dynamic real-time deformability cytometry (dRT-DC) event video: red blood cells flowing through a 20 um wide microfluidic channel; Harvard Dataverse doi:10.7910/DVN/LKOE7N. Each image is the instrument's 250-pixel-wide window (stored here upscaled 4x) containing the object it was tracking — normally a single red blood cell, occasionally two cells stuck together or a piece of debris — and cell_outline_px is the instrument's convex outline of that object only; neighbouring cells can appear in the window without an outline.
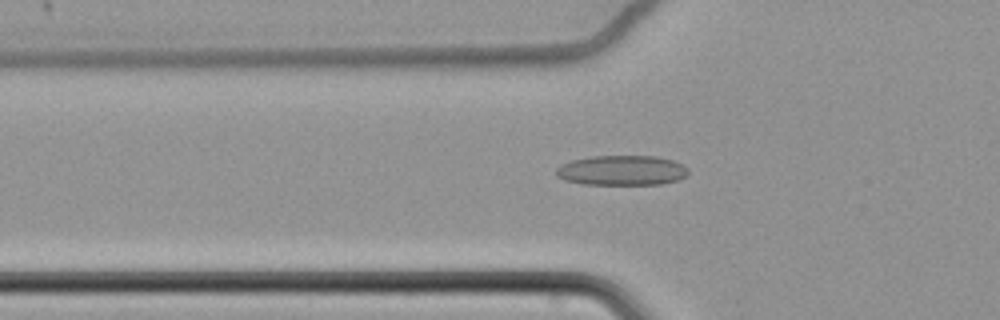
{"species": "common noctule bat (a hibernating species)", "species_latin": "Nyctalus noctula", "temperature_condition": "cold", "stored_images_in_passage": 64, "camera_frame_rate_fps": 3000, "um_per_image_px": 0.085, "animal": {"sex": "female", "body_mass_g": 22.7, "forearm_length_mm": 54.2}, "frame": {"image": 1, "passage_image": 24, "time_ms": 7.667, "image_size_px": [1000, 320], "cell_outline_px": [[688, 172], [680, 180], [660, 184], [580, 184], [564, 180], [556, 176], [556, 168], [560, 164], [572, 160], [592, 156], [656, 156], [672, 160], [688, 168]], "centroid_in_image_um": [52.82, 14.48], "position_along_channel_um": 73.0, "area_um2": 23.12}}
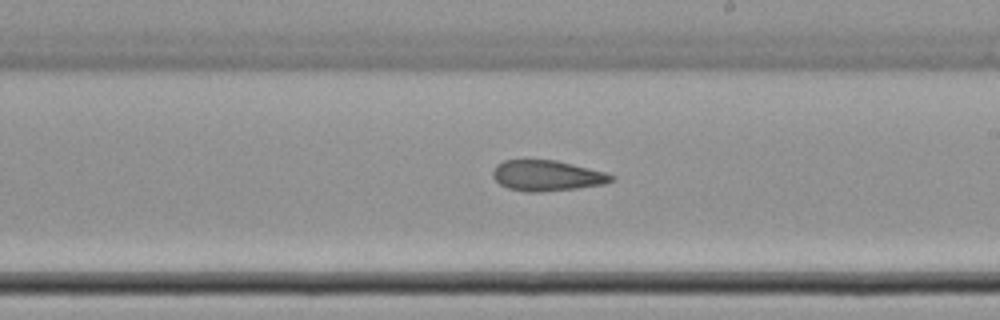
{"frame": {"image": 2, "passage_image": 39, "time_ms": 12.667, "image_size_px": [1000, 320], "cell_outline_px": [[616, 176], [612, 180], [604, 184], [576, 188], [540, 192], [524, 192], [508, 188], [500, 184], [492, 176], [492, 172], [496, 164], [504, 160], [556, 160], [604, 172]], "centroid_in_image_um": [46.45, 14.93], "position_along_channel_um": 242.5, "area_um2": 21.04}}
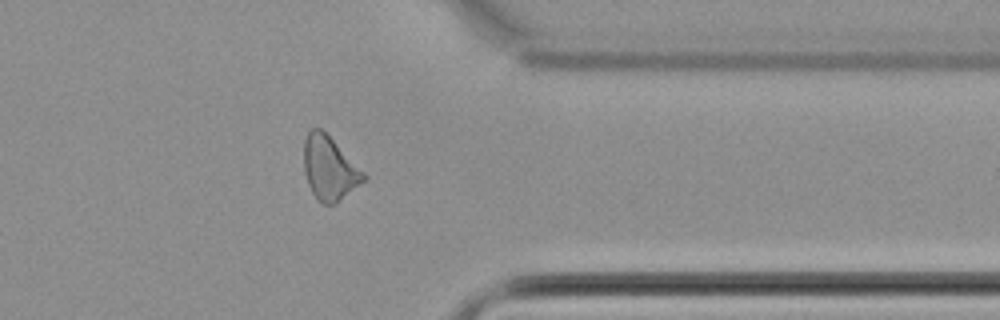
{"frame": {"image": 3, "passage_image": 52, "time_ms": 17.0, "image_size_px": [1000, 320], "cell_outline_px": [[368, 180], [340, 200], [332, 204], [324, 204], [312, 192], [308, 184], [304, 172], [304, 140], [308, 132], [312, 128], [320, 128], [368, 176]], "centroid_in_image_um": [28.02, 14.32], "position_along_channel_um": 383.4, "area_um2": 21.85}, "authors_computed_cell_mechanics": {"area_um2": 23.0622, "velocity_mm_per_s": 3.4217, "shape_relaxation_time_tau1_ms": null, "shape_relaxation_time_tau2_ms": 6.0446, "deformation_change_tau1": null, "deformation_change_tau2": 0.1184}}